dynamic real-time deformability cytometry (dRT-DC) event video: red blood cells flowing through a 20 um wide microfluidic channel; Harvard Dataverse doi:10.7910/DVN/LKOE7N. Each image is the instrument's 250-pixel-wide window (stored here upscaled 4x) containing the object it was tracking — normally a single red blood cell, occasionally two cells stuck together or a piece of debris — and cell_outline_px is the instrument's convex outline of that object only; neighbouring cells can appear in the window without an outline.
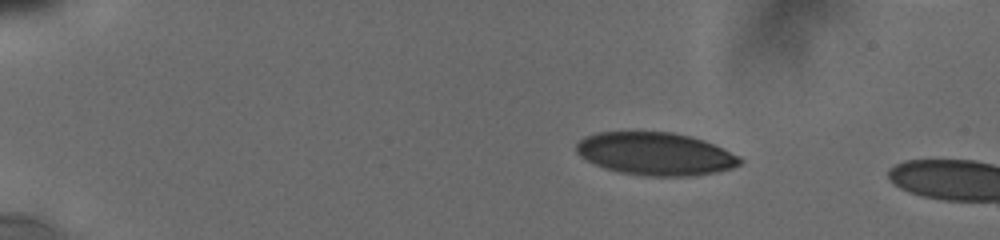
{"species": "human", "species_latin": "Homo sapiens", "temperature_condition": "cold", "stored_images_in_passage": 6, "camera_frame_rate_fps": 3000, "um_per_image_px": 0.085, "donor": {"sex": "male"}, "frame": {"image": 1, "passage_image": 1, "time_ms": 0.0, "image_size_px": [1000, 240], "cell_outline_px": [[744, 160], [740, 164], [732, 168], [716, 172], [692, 176], [644, 176], [620, 172], [604, 168], [580, 156], [576, 152], [576, 144], [584, 136], [596, 132], [672, 132], [704, 140], [740, 156]], "centroid_in_image_um": [55.71, 13.08], "position_along_channel_um": 29.3, "area_um2": 40.81}}